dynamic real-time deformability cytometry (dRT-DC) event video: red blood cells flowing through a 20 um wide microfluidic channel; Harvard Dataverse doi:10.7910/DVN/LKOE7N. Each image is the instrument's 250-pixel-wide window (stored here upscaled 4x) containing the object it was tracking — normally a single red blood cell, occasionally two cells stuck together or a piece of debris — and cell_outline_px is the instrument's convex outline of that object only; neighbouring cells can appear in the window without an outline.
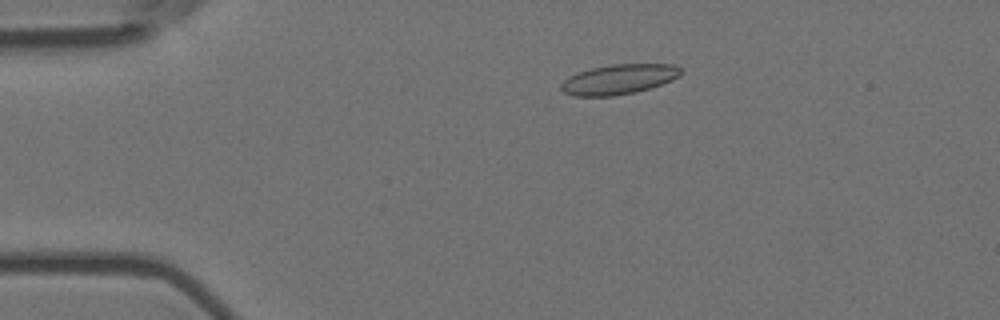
{"species": "Egyptian fruit bat (a non-hibernating species)", "species_latin": "Rousettus aegyptiacus", "temperature_condition": "room temperature", "stored_images_in_passage": 11, "camera_frame_rate_fps": 3000, "um_per_image_px": 0.085, "animal": {"sex": "female"}, "frame": {"image": 1, "passage_image": 3, "time_ms": 0.667, "image_size_px": [1000, 320], "cell_outline_px": [[680, 76], [672, 80], [648, 88], [632, 92], [612, 96], [572, 96], [564, 92], [560, 88], [560, 84], [568, 76], [576, 72], [592, 68], [612, 64], [672, 64], [680, 68]], "centroid_in_image_um": [52.54, 6.73], "position_along_channel_um": 32.5, "area_um2": 20.75}}
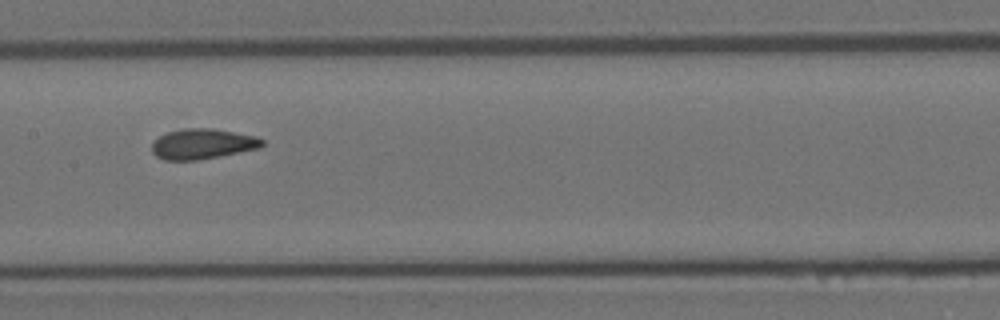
{"frame": {"image": 2, "passage_image": 8, "time_ms": 2.333, "image_size_px": [1000, 320], "cell_outline_px": [[264, 144], [260, 148], [220, 156], [196, 160], [164, 160], [156, 156], [152, 152], [152, 144], [160, 136], [168, 132], [184, 128], [212, 128], [256, 136], [264, 140]], "centroid_in_image_um": [17.23, 12.23], "position_along_channel_um": 190.2, "area_um2": 19.42}}
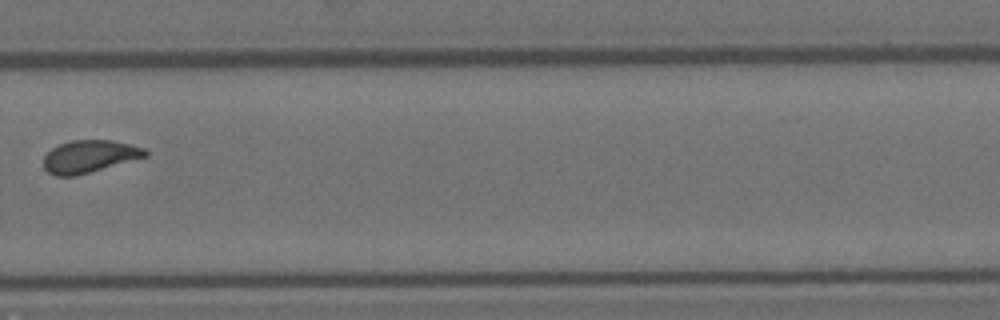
{"frame": {"image": 3, "passage_image": 11, "time_ms": 3.333, "image_size_px": [1000, 320], "cell_outline_px": [[148, 156], [76, 176], [56, 176], [48, 172], [44, 168], [44, 156], [52, 148], [60, 144], [72, 140], [112, 140], [144, 148], [148, 152]], "centroid_in_image_um": [7.59, 13.3], "position_along_channel_um": 322.2, "area_um2": 19.13}}